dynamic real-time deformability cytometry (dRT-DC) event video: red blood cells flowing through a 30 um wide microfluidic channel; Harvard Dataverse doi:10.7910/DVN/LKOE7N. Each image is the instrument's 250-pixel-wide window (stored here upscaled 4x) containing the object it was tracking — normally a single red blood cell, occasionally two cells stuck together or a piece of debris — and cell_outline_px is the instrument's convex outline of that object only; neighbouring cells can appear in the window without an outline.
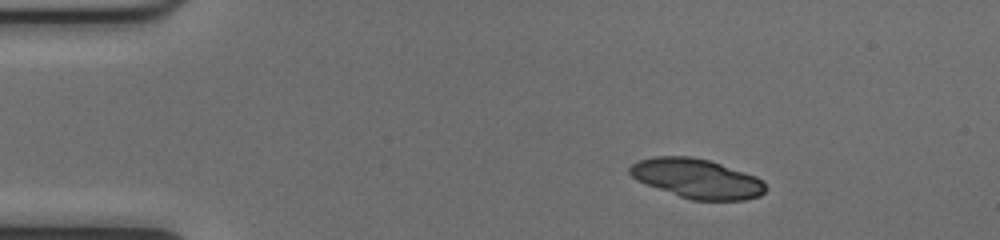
{"species": "common noctule bat (a hibernating species)", "species_latin": "Nyctalus noctula", "temperature_condition": "cold", "stored_images_in_passage": 44, "camera_frame_rate_fps": 3000, "um_per_image_px": 0.085, "animal": {"sex": "female", "body_mass_g": 17.0, "forearm_length_mm": 48.0}, "frame": {"image": 1, "passage_image": 1, "time_ms": 0.0, "image_size_px": [1000, 240], "cell_outline_px": [[768, 188], [760, 196], [744, 200], [692, 200], [680, 196], [636, 180], [628, 172], [628, 168], [632, 164], [640, 160], [656, 156], [688, 156], [708, 160], [756, 176]], "centroid_in_image_um": [59.23, 15.18], "position_along_channel_um": 25.8, "area_um2": 30.87}, "authors_computed_cell_mechanics": {"area_um2": 17.6001, "velocity_mm_per_s": 4.0143, "shape_relaxation_time_tau1_ms": 7.9071, "shape_relaxation_time_tau2_ms": 2.0556, "deformation_change_tau1": 0.1774, "deformation_change_tau2": 0.0519}}